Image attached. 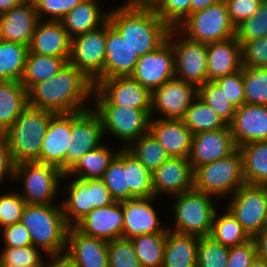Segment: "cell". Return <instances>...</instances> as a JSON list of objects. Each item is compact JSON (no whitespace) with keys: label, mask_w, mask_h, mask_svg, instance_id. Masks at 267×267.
Returning <instances> with one entry per match:
<instances>
[{"label":"cell","mask_w":267,"mask_h":267,"mask_svg":"<svg viewBox=\"0 0 267 267\" xmlns=\"http://www.w3.org/2000/svg\"><path fill=\"white\" fill-rule=\"evenodd\" d=\"M124 171H126V186L129 188V199L154 196L152 174L125 148Z\"/></svg>","instance_id":"cell-37"},{"label":"cell","mask_w":267,"mask_h":267,"mask_svg":"<svg viewBox=\"0 0 267 267\" xmlns=\"http://www.w3.org/2000/svg\"><path fill=\"white\" fill-rule=\"evenodd\" d=\"M245 184L242 155L238 148L224 158L193 170V189L214 197L233 195Z\"/></svg>","instance_id":"cell-5"},{"label":"cell","mask_w":267,"mask_h":267,"mask_svg":"<svg viewBox=\"0 0 267 267\" xmlns=\"http://www.w3.org/2000/svg\"><path fill=\"white\" fill-rule=\"evenodd\" d=\"M199 237L167 231L162 267H197Z\"/></svg>","instance_id":"cell-32"},{"label":"cell","mask_w":267,"mask_h":267,"mask_svg":"<svg viewBox=\"0 0 267 267\" xmlns=\"http://www.w3.org/2000/svg\"><path fill=\"white\" fill-rule=\"evenodd\" d=\"M72 129V113H55L46 131L39 158L35 161L58 167L66 173V150Z\"/></svg>","instance_id":"cell-18"},{"label":"cell","mask_w":267,"mask_h":267,"mask_svg":"<svg viewBox=\"0 0 267 267\" xmlns=\"http://www.w3.org/2000/svg\"><path fill=\"white\" fill-rule=\"evenodd\" d=\"M191 0H156L150 7L170 27L177 28L190 15Z\"/></svg>","instance_id":"cell-47"},{"label":"cell","mask_w":267,"mask_h":267,"mask_svg":"<svg viewBox=\"0 0 267 267\" xmlns=\"http://www.w3.org/2000/svg\"><path fill=\"white\" fill-rule=\"evenodd\" d=\"M68 61L69 58L39 55L28 51L24 74L20 82L29 91L35 84L56 75Z\"/></svg>","instance_id":"cell-35"},{"label":"cell","mask_w":267,"mask_h":267,"mask_svg":"<svg viewBox=\"0 0 267 267\" xmlns=\"http://www.w3.org/2000/svg\"><path fill=\"white\" fill-rule=\"evenodd\" d=\"M230 20L235 25H239L245 19L250 18L255 14L260 7L261 1L259 0H224Z\"/></svg>","instance_id":"cell-55"},{"label":"cell","mask_w":267,"mask_h":267,"mask_svg":"<svg viewBox=\"0 0 267 267\" xmlns=\"http://www.w3.org/2000/svg\"><path fill=\"white\" fill-rule=\"evenodd\" d=\"M82 234L111 241L123 237L124 215L122 203L94 208L75 226Z\"/></svg>","instance_id":"cell-19"},{"label":"cell","mask_w":267,"mask_h":267,"mask_svg":"<svg viewBox=\"0 0 267 267\" xmlns=\"http://www.w3.org/2000/svg\"><path fill=\"white\" fill-rule=\"evenodd\" d=\"M176 29L188 39L204 43L226 40L236 34L224 0L191 13Z\"/></svg>","instance_id":"cell-7"},{"label":"cell","mask_w":267,"mask_h":267,"mask_svg":"<svg viewBox=\"0 0 267 267\" xmlns=\"http://www.w3.org/2000/svg\"><path fill=\"white\" fill-rule=\"evenodd\" d=\"M152 187L154 197L171 196L193 189V169L188 158L170 157L153 174Z\"/></svg>","instance_id":"cell-24"},{"label":"cell","mask_w":267,"mask_h":267,"mask_svg":"<svg viewBox=\"0 0 267 267\" xmlns=\"http://www.w3.org/2000/svg\"><path fill=\"white\" fill-rule=\"evenodd\" d=\"M236 149L230 128H220L192 135L188 160L192 169L217 161Z\"/></svg>","instance_id":"cell-20"},{"label":"cell","mask_w":267,"mask_h":267,"mask_svg":"<svg viewBox=\"0 0 267 267\" xmlns=\"http://www.w3.org/2000/svg\"><path fill=\"white\" fill-rule=\"evenodd\" d=\"M219 215L216 210L210 236L217 242L227 247H233L249 241L251 238L242 228L232 213L226 209Z\"/></svg>","instance_id":"cell-41"},{"label":"cell","mask_w":267,"mask_h":267,"mask_svg":"<svg viewBox=\"0 0 267 267\" xmlns=\"http://www.w3.org/2000/svg\"><path fill=\"white\" fill-rule=\"evenodd\" d=\"M236 148L254 141L267 140V106L244 103L236 109L229 124Z\"/></svg>","instance_id":"cell-23"},{"label":"cell","mask_w":267,"mask_h":267,"mask_svg":"<svg viewBox=\"0 0 267 267\" xmlns=\"http://www.w3.org/2000/svg\"><path fill=\"white\" fill-rule=\"evenodd\" d=\"M20 221L29 231L32 245L46 255L66 251L70 226L61 204H26Z\"/></svg>","instance_id":"cell-3"},{"label":"cell","mask_w":267,"mask_h":267,"mask_svg":"<svg viewBox=\"0 0 267 267\" xmlns=\"http://www.w3.org/2000/svg\"><path fill=\"white\" fill-rule=\"evenodd\" d=\"M51 262L43 260L41 267H75L72 258L66 253L49 254Z\"/></svg>","instance_id":"cell-58"},{"label":"cell","mask_w":267,"mask_h":267,"mask_svg":"<svg viewBox=\"0 0 267 267\" xmlns=\"http://www.w3.org/2000/svg\"><path fill=\"white\" fill-rule=\"evenodd\" d=\"M95 85L83 72L67 62L46 81L28 91V105L54 113H73L88 109L84 104L93 97Z\"/></svg>","instance_id":"cell-1"},{"label":"cell","mask_w":267,"mask_h":267,"mask_svg":"<svg viewBox=\"0 0 267 267\" xmlns=\"http://www.w3.org/2000/svg\"><path fill=\"white\" fill-rule=\"evenodd\" d=\"M227 209L250 238L267 226V186L245 184L238 188Z\"/></svg>","instance_id":"cell-12"},{"label":"cell","mask_w":267,"mask_h":267,"mask_svg":"<svg viewBox=\"0 0 267 267\" xmlns=\"http://www.w3.org/2000/svg\"><path fill=\"white\" fill-rule=\"evenodd\" d=\"M39 21L33 0H24L0 15V39L29 46Z\"/></svg>","instance_id":"cell-22"},{"label":"cell","mask_w":267,"mask_h":267,"mask_svg":"<svg viewBox=\"0 0 267 267\" xmlns=\"http://www.w3.org/2000/svg\"><path fill=\"white\" fill-rule=\"evenodd\" d=\"M39 248L29 245L26 247H5L0 253V261L5 264L20 265L24 267H41L43 259Z\"/></svg>","instance_id":"cell-49"},{"label":"cell","mask_w":267,"mask_h":267,"mask_svg":"<svg viewBox=\"0 0 267 267\" xmlns=\"http://www.w3.org/2000/svg\"><path fill=\"white\" fill-rule=\"evenodd\" d=\"M16 163L13 160L11 150L4 134H0V181L6 176L13 180Z\"/></svg>","instance_id":"cell-57"},{"label":"cell","mask_w":267,"mask_h":267,"mask_svg":"<svg viewBox=\"0 0 267 267\" xmlns=\"http://www.w3.org/2000/svg\"><path fill=\"white\" fill-rule=\"evenodd\" d=\"M238 149L246 184L267 186V140L249 142Z\"/></svg>","instance_id":"cell-33"},{"label":"cell","mask_w":267,"mask_h":267,"mask_svg":"<svg viewBox=\"0 0 267 267\" xmlns=\"http://www.w3.org/2000/svg\"><path fill=\"white\" fill-rule=\"evenodd\" d=\"M156 0H127L126 4L133 6H151Z\"/></svg>","instance_id":"cell-62"},{"label":"cell","mask_w":267,"mask_h":267,"mask_svg":"<svg viewBox=\"0 0 267 267\" xmlns=\"http://www.w3.org/2000/svg\"><path fill=\"white\" fill-rule=\"evenodd\" d=\"M182 121L193 135L220 128H230L229 125L199 97H197L186 110Z\"/></svg>","instance_id":"cell-39"},{"label":"cell","mask_w":267,"mask_h":267,"mask_svg":"<svg viewBox=\"0 0 267 267\" xmlns=\"http://www.w3.org/2000/svg\"><path fill=\"white\" fill-rule=\"evenodd\" d=\"M54 114L28 105L4 133L16 164L39 158L48 123Z\"/></svg>","instance_id":"cell-4"},{"label":"cell","mask_w":267,"mask_h":267,"mask_svg":"<svg viewBox=\"0 0 267 267\" xmlns=\"http://www.w3.org/2000/svg\"><path fill=\"white\" fill-rule=\"evenodd\" d=\"M64 172L58 167L38 162H20L15 166L14 179H23L20 196L26 204H54Z\"/></svg>","instance_id":"cell-8"},{"label":"cell","mask_w":267,"mask_h":267,"mask_svg":"<svg viewBox=\"0 0 267 267\" xmlns=\"http://www.w3.org/2000/svg\"><path fill=\"white\" fill-rule=\"evenodd\" d=\"M104 132L94 109L72 113V129L66 150V172L87 152L101 145Z\"/></svg>","instance_id":"cell-15"},{"label":"cell","mask_w":267,"mask_h":267,"mask_svg":"<svg viewBox=\"0 0 267 267\" xmlns=\"http://www.w3.org/2000/svg\"><path fill=\"white\" fill-rule=\"evenodd\" d=\"M257 256L267 261V227L262 229L254 238Z\"/></svg>","instance_id":"cell-59"},{"label":"cell","mask_w":267,"mask_h":267,"mask_svg":"<svg viewBox=\"0 0 267 267\" xmlns=\"http://www.w3.org/2000/svg\"><path fill=\"white\" fill-rule=\"evenodd\" d=\"M92 98L95 99V105H118L151 110V92L131 76L99 80L95 84Z\"/></svg>","instance_id":"cell-14"},{"label":"cell","mask_w":267,"mask_h":267,"mask_svg":"<svg viewBox=\"0 0 267 267\" xmlns=\"http://www.w3.org/2000/svg\"><path fill=\"white\" fill-rule=\"evenodd\" d=\"M221 0H191L190 14L202 9H205L211 5L217 4Z\"/></svg>","instance_id":"cell-60"},{"label":"cell","mask_w":267,"mask_h":267,"mask_svg":"<svg viewBox=\"0 0 267 267\" xmlns=\"http://www.w3.org/2000/svg\"><path fill=\"white\" fill-rule=\"evenodd\" d=\"M150 92L175 77L174 51L167 40L158 49L138 58L130 75Z\"/></svg>","instance_id":"cell-17"},{"label":"cell","mask_w":267,"mask_h":267,"mask_svg":"<svg viewBox=\"0 0 267 267\" xmlns=\"http://www.w3.org/2000/svg\"><path fill=\"white\" fill-rule=\"evenodd\" d=\"M242 68V48L235 36L207 43L208 81L234 74Z\"/></svg>","instance_id":"cell-28"},{"label":"cell","mask_w":267,"mask_h":267,"mask_svg":"<svg viewBox=\"0 0 267 267\" xmlns=\"http://www.w3.org/2000/svg\"><path fill=\"white\" fill-rule=\"evenodd\" d=\"M118 151L119 150L113 153L107 145L101 144L97 148L84 154L66 173H64L63 179L72 174L80 179H101Z\"/></svg>","instance_id":"cell-34"},{"label":"cell","mask_w":267,"mask_h":267,"mask_svg":"<svg viewBox=\"0 0 267 267\" xmlns=\"http://www.w3.org/2000/svg\"><path fill=\"white\" fill-rule=\"evenodd\" d=\"M127 150L153 174L170 158L157 139L148 131L135 140Z\"/></svg>","instance_id":"cell-40"},{"label":"cell","mask_w":267,"mask_h":267,"mask_svg":"<svg viewBox=\"0 0 267 267\" xmlns=\"http://www.w3.org/2000/svg\"><path fill=\"white\" fill-rule=\"evenodd\" d=\"M109 267H141L131 239L117 238L107 243Z\"/></svg>","instance_id":"cell-48"},{"label":"cell","mask_w":267,"mask_h":267,"mask_svg":"<svg viewBox=\"0 0 267 267\" xmlns=\"http://www.w3.org/2000/svg\"><path fill=\"white\" fill-rule=\"evenodd\" d=\"M256 256V244L251 238L243 244L229 247L227 267H250Z\"/></svg>","instance_id":"cell-54"},{"label":"cell","mask_w":267,"mask_h":267,"mask_svg":"<svg viewBox=\"0 0 267 267\" xmlns=\"http://www.w3.org/2000/svg\"><path fill=\"white\" fill-rule=\"evenodd\" d=\"M138 58L121 34L108 21L106 23L104 79L130 76L136 67Z\"/></svg>","instance_id":"cell-27"},{"label":"cell","mask_w":267,"mask_h":267,"mask_svg":"<svg viewBox=\"0 0 267 267\" xmlns=\"http://www.w3.org/2000/svg\"><path fill=\"white\" fill-rule=\"evenodd\" d=\"M23 1L24 0H0V15L13 9Z\"/></svg>","instance_id":"cell-61"},{"label":"cell","mask_w":267,"mask_h":267,"mask_svg":"<svg viewBox=\"0 0 267 267\" xmlns=\"http://www.w3.org/2000/svg\"><path fill=\"white\" fill-rule=\"evenodd\" d=\"M25 200L20 196L19 191L0 196V227L13 225L20 222Z\"/></svg>","instance_id":"cell-50"},{"label":"cell","mask_w":267,"mask_h":267,"mask_svg":"<svg viewBox=\"0 0 267 267\" xmlns=\"http://www.w3.org/2000/svg\"><path fill=\"white\" fill-rule=\"evenodd\" d=\"M222 91H224L227 100L235 107L239 108L245 103L243 68L231 75H226L215 80Z\"/></svg>","instance_id":"cell-53"},{"label":"cell","mask_w":267,"mask_h":267,"mask_svg":"<svg viewBox=\"0 0 267 267\" xmlns=\"http://www.w3.org/2000/svg\"><path fill=\"white\" fill-rule=\"evenodd\" d=\"M66 200L61 202L64 217L70 227H74L94 208L115 202L101 179H80L75 177L65 188Z\"/></svg>","instance_id":"cell-9"},{"label":"cell","mask_w":267,"mask_h":267,"mask_svg":"<svg viewBox=\"0 0 267 267\" xmlns=\"http://www.w3.org/2000/svg\"><path fill=\"white\" fill-rule=\"evenodd\" d=\"M28 49L39 55L70 58L71 38L61 21L40 20Z\"/></svg>","instance_id":"cell-26"},{"label":"cell","mask_w":267,"mask_h":267,"mask_svg":"<svg viewBox=\"0 0 267 267\" xmlns=\"http://www.w3.org/2000/svg\"><path fill=\"white\" fill-rule=\"evenodd\" d=\"M109 11L102 12L97 0H83L61 20L70 38L97 30L108 22Z\"/></svg>","instance_id":"cell-30"},{"label":"cell","mask_w":267,"mask_h":267,"mask_svg":"<svg viewBox=\"0 0 267 267\" xmlns=\"http://www.w3.org/2000/svg\"><path fill=\"white\" fill-rule=\"evenodd\" d=\"M28 46L0 39V81H21Z\"/></svg>","instance_id":"cell-36"},{"label":"cell","mask_w":267,"mask_h":267,"mask_svg":"<svg viewBox=\"0 0 267 267\" xmlns=\"http://www.w3.org/2000/svg\"><path fill=\"white\" fill-rule=\"evenodd\" d=\"M106 24L71 39L69 63L83 72L94 85L104 79Z\"/></svg>","instance_id":"cell-13"},{"label":"cell","mask_w":267,"mask_h":267,"mask_svg":"<svg viewBox=\"0 0 267 267\" xmlns=\"http://www.w3.org/2000/svg\"><path fill=\"white\" fill-rule=\"evenodd\" d=\"M0 267H24L20 265H11V264H5L0 261Z\"/></svg>","instance_id":"cell-64"},{"label":"cell","mask_w":267,"mask_h":267,"mask_svg":"<svg viewBox=\"0 0 267 267\" xmlns=\"http://www.w3.org/2000/svg\"><path fill=\"white\" fill-rule=\"evenodd\" d=\"M83 0H33L40 20L47 17V21H61L63 17L80 4ZM48 14V15H47Z\"/></svg>","instance_id":"cell-51"},{"label":"cell","mask_w":267,"mask_h":267,"mask_svg":"<svg viewBox=\"0 0 267 267\" xmlns=\"http://www.w3.org/2000/svg\"><path fill=\"white\" fill-rule=\"evenodd\" d=\"M229 247L215 241L211 236L199 237L197 267H227Z\"/></svg>","instance_id":"cell-45"},{"label":"cell","mask_w":267,"mask_h":267,"mask_svg":"<svg viewBox=\"0 0 267 267\" xmlns=\"http://www.w3.org/2000/svg\"><path fill=\"white\" fill-rule=\"evenodd\" d=\"M156 197L132 198L121 201L124 215L123 238L149 234L167 232L169 227L161 226L152 200Z\"/></svg>","instance_id":"cell-21"},{"label":"cell","mask_w":267,"mask_h":267,"mask_svg":"<svg viewBox=\"0 0 267 267\" xmlns=\"http://www.w3.org/2000/svg\"><path fill=\"white\" fill-rule=\"evenodd\" d=\"M101 180L115 201L121 202L129 199V188L126 186V171H124V148L119 149Z\"/></svg>","instance_id":"cell-43"},{"label":"cell","mask_w":267,"mask_h":267,"mask_svg":"<svg viewBox=\"0 0 267 267\" xmlns=\"http://www.w3.org/2000/svg\"><path fill=\"white\" fill-rule=\"evenodd\" d=\"M3 229V244L5 247H26L32 245V240L29 231L20 222L13 225H8Z\"/></svg>","instance_id":"cell-56"},{"label":"cell","mask_w":267,"mask_h":267,"mask_svg":"<svg viewBox=\"0 0 267 267\" xmlns=\"http://www.w3.org/2000/svg\"><path fill=\"white\" fill-rule=\"evenodd\" d=\"M197 97V86L174 77L151 92V117L156 110L162 119L182 120Z\"/></svg>","instance_id":"cell-16"},{"label":"cell","mask_w":267,"mask_h":267,"mask_svg":"<svg viewBox=\"0 0 267 267\" xmlns=\"http://www.w3.org/2000/svg\"><path fill=\"white\" fill-rule=\"evenodd\" d=\"M108 21L138 57L158 49L171 30L150 6L125 3L109 11Z\"/></svg>","instance_id":"cell-2"},{"label":"cell","mask_w":267,"mask_h":267,"mask_svg":"<svg viewBox=\"0 0 267 267\" xmlns=\"http://www.w3.org/2000/svg\"><path fill=\"white\" fill-rule=\"evenodd\" d=\"M250 267H267V261L256 256V258L251 263Z\"/></svg>","instance_id":"cell-63"},{"label":"cell","mask_w":267,"mask_h":267,"mask_svg":"<svg viewBox=\"0 0 267 267\" xmlns=\"http://www.w3.org/2000/svg\"><path fill=\"white\" fill-rule=\"evenodd\" d=\"M167 232L142 234L131 238L141 267H162Z\"/></svg>","instance_id":"cell-38"},{"label":"cell","mask_w":267,"mask_h":267,"mask_svg":"<svg viewBox=\"0 0 267 267\" xmlns=\"http://www.w3.org/2000/svg\"><path fill=\"white\" fill-rule=\"evenodd\" d=\"M173 197L176 199L173 205L175 228H169V231L197 237L210 236L217 210L212 200L214 196L191 189Z\"/></svg>","instance_id":"cell-6"},{"label":"cell","mask_w":267,"mask_h":267,"mask_svg":"<svg viewBox=\"0 0 267 267\" xmlns=\"http://www.w3.org/2000/svg\"><path fill=\"white\" fill-rule=\"evenodd\" d=\"M241 48L243 67H267V37L246 41Z\"/></svg>","instance_id":"cell-52"},{"label":"cell","mask_w":267,"mask_h":267,"mask_svg":"<svg viewBox=\"0 0 267 267\" xmlns=\"http://www.w3.org/2000/svg\"><path fill=\"white\" fill-rule=\"evenodd\" d=\"M198 97L227 124L229 125L234 117L236 109L228 100L216 81H207L198 87Z\"/></svg>","instance_id":"cell-42"},{"label":"cell","mask_w":267,"mask_h":267,"mask_svg":"<svg viewBox=\"0 0 267 267\" xmlns=\"http://www.w3.org/2000/svg\"><path fill=\"white\" fill-rule=\"evenodd\" d=\"M243 83L246 104L267 106V67H243Z\"/></svg>","instance_id":"cell-44"},{"label":"cell","mask_w":267,"mask_h":267,"mask_svg":"<svg viewBox=\"0 0 267 267\" xmlns=\"http://www.w3.org/2000/svg\"><path fill=\"white\" fill-rule=\"evenodd\" d=\"M173 36H180V39L174 41ZM167 40L174 51L175 78L197 87L205 84L208 81L207 43L183 37L176 28H171Z\"/></svg>","instance_id":"cell-11"},{"label":"cell","mask_w":267,"mask_h":267,"mask_svg":"<svg viewBox=\"0 0 267 267\" xmlns=\"http://www.w3.org/2000/svg\"><path fill=\"white\" fill-rule=\"evenodd\" d=\"M107 243L69 227L65 252L72 258L75 267H109Z\"/></svg>","instance_id":"cell-25"},{"label":"cell","mask_w":267,"mask_h":267,"mask_svg":"<svg viewBox=\"0 0 267 267\" xmlns=\"http://www.w3.org/2000/svg\"><path fill=\"white\" fill-rule=\"evenodd\" d=\"M28 106V91L20 81H0V134H4Z\"/></svg>","instance_id":"cell-31"},{"label":"cell","mask_w":267,"mask_h":267,"mask_svg":"<svg viewBox=\"0 0 267 267\" xmlns=\"http://www.w3.org/2000/svg\"><path fill=\"white\" fill-rule=\"evenodd\" d=\"M94 110L100 117L104 135L108 130L125 143L122 148L127 149L149 131L151 110L118 105H95Z\"/></svg>","instance_id":"cell-10"},{"label":"cell","mask_w":267,"mask_h":267,"mask_svg":"<svg viewBox=\"0 0 267 267\" xmlns=\"http://www.w3.org/2000/svg\"><path fill=\"white\" fill-rule=\"evenodd\" d=\"M235 37L241 46L246 41L267 37V1L261 2L253 16L236 26Z\"/></svg>","instance_id":"cell-46"},{"label":"cell","mask_w":267,"mask_h":267,"mask_svg":"<svg viewBox=\"0 0 267 267\" xmlns=\"http://www.w3.org/2000/svg\"><path fill=\"white\" fill-rule=\"evenodd\" d=\"M149 131L170 157L188 158L193 134L182 120L151 117Z\"/></svg>","instance_id":"cell-29"}]
</instances>
